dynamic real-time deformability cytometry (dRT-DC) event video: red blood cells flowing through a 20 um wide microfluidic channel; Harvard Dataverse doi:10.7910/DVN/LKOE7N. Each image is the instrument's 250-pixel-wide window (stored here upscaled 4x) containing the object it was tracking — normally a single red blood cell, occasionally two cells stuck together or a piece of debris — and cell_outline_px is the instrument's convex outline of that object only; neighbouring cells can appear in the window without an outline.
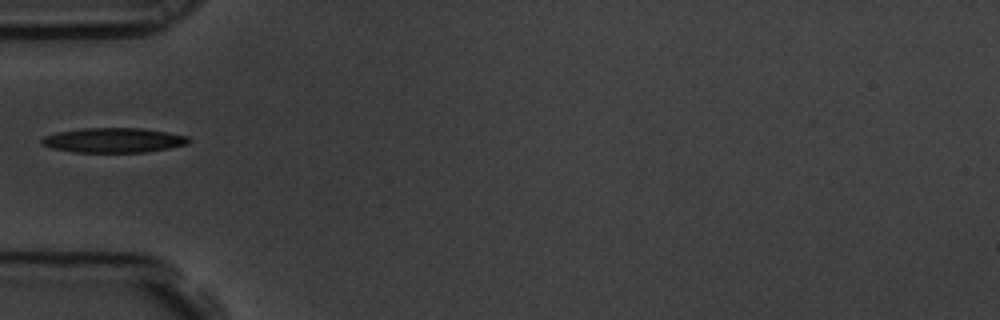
{"species": "common noctule bat (a hibernating species)", "species_latin": "Nyctalus noctula", "temperature_condition": "room temperature", "stored_images_in_passage": 11, "camera_frame_rate_fps": 3000, "um_per_image_px": 0.085, "animal": {"sex": "male", "body_mass_g": 19.5, "forearm_length_mm": 54.6}, "frame": {"image": 1, "passage_image": 1, "time_ms": 0.0, "image_size_px": [1000, 320], "cell_outline_px": [[192, 140], [188, 144], [168, 148], [144, 152], [72, 152], [52, 148], [40, 144], [40, 140], [44, 136], [56, 132], [84, 128], [140, 128], [168, 132], [188, 136]], "centroid_in_image_um": [9.64, 11.92], "position_along_channel_um": 75.4, "area_um2": 21.27}}
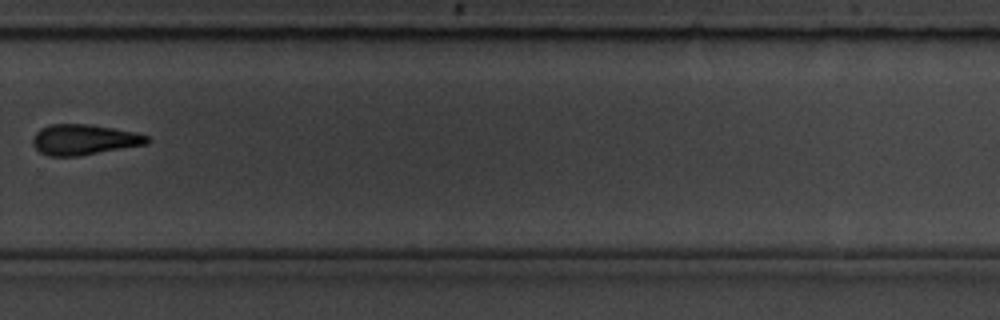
{"frame": {"image": 2, "passage_image": 7, "time_ms": 2.0, "image_size_px": [1000, 320], "cell_outline_px": [[152, 140], [148, 144], [76, 156], [48, 156], [40, 152], [32, 144], [32, 136], [40, 128], [52, 124], [88, 124], [136, 132], [148, 136]], "centroid_in_image_um": [7.14, 11.86], "position_along_channel_um": 322.7, "area_um2": 20.35}}
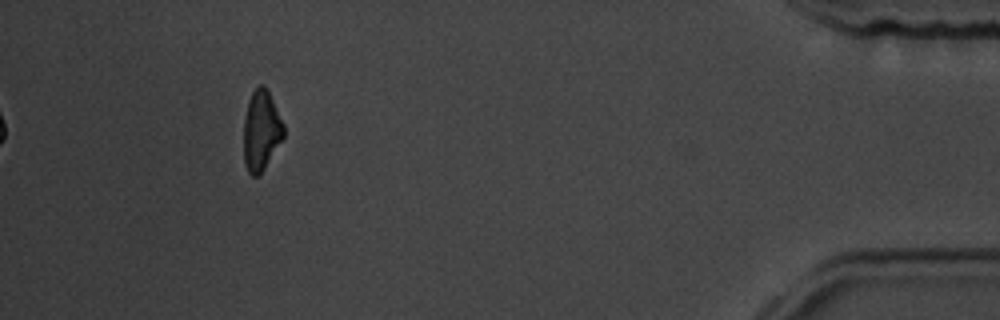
{"frame": {"image": 3, "passage_image": 10, "time_ms": 3.0, "image_size_px": [1000, 320], "cell_outline_px": [[284, 136], [264, 168], [256, 176], [252, 176], [248, 172], [244, 164], [244, 116], [248, 100], [252, 92], [260, 84], [264, 84], [284, 124]], "centroid_in_image_um": [22.18, 11.08], "position_along_channel_um": 413.0, "area_um2": 18.44}}